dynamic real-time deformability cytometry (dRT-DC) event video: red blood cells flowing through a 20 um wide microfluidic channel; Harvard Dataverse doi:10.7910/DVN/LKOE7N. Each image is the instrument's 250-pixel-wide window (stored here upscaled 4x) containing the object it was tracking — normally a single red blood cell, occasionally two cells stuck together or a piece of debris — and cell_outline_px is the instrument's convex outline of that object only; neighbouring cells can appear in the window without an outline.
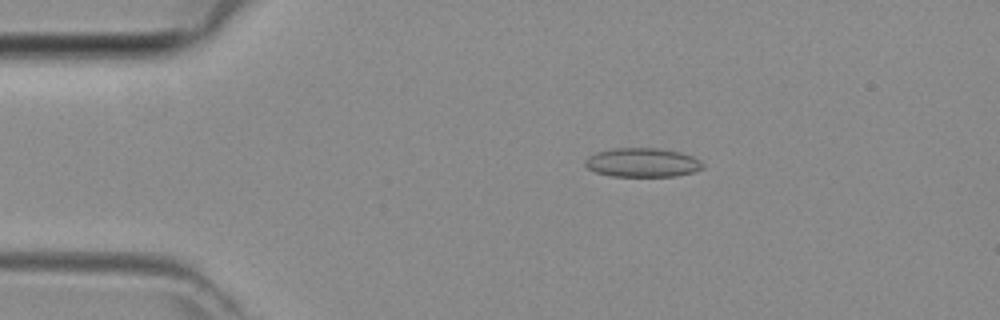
{"species": "common noctule bat (a hibernating species)", "species_latin": "Nyctalus noctula", "temperature_condition": "room temperature", "stored_images_in_passage": 33, "camera_frame_rate_fps": 3000, "um_per_image_px": 0.085, "animal": {"sex": "female", "body_mass_g": 29.2, "forearm_length_mm": 56.3}, "frame": {"image": 1, "passage_image": 8, "time_ms": 2.333, "image_size_px": [1000, 320], "cell_outline_px": [[704, 168], [692, 172], [676, 176], [612, 176], [596, 172], [588, 168], [584, 164], [584, 160], [588, 156], [596, 152], [612, 148], [656, 148], [680, 152], [692, 156], [700, 160], [704, 164]], "centroid_in_image_um": [54.59, 13.81], "position_along_channel_um": 30.4, "area_um2": 19.94}}
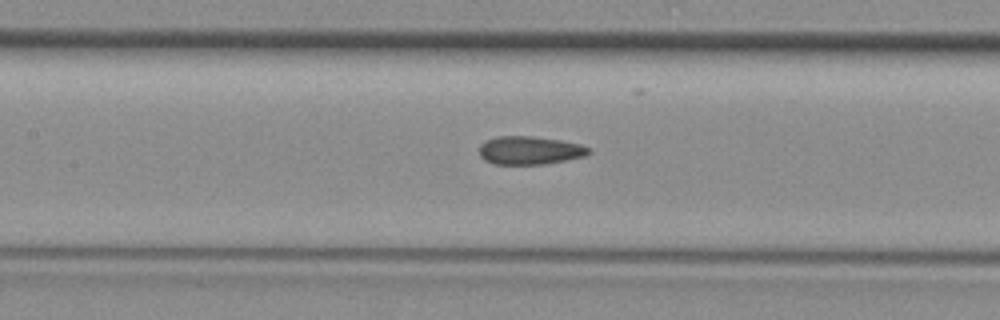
{"frame": {"image": 2, "passage_image": 20, "time_ms": 6.333, "image_size_px": [1000, 320], "cell_outline_px": [[592, 152], [584, 156], [544, 164], [492, 164], [484, 160], [480, 156], [480, 144], [496, 136], [532, 136], [560, 140], [580, 144], [588, 148]], "centroid_in_image_um": [45.0, 12.78], "position_along_channel_um": 162.4, "area_um2": 17.92}}
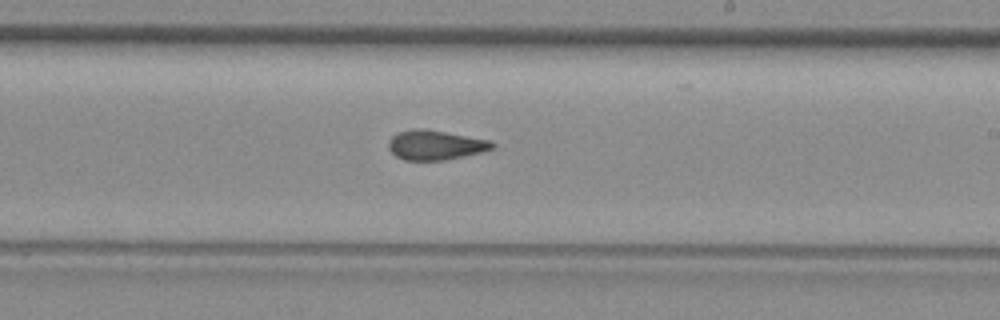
{"frame": {"image": 3, "passage_image": 26, "time_ms": 8.333, "image_size_px": [1000, 320], "cell_outline_px": [[496, 144], [492, 148], [480, 152], [444, 160], [404, 160], [396, 156], [388, 148], [388, 140], [396, 132], [416, 128], [424, 128], [488, 140]], "centroid_in_image_um": [36.94, 12.32], "position_along_channel_um": 252.1, "area_um2": 17.74}}